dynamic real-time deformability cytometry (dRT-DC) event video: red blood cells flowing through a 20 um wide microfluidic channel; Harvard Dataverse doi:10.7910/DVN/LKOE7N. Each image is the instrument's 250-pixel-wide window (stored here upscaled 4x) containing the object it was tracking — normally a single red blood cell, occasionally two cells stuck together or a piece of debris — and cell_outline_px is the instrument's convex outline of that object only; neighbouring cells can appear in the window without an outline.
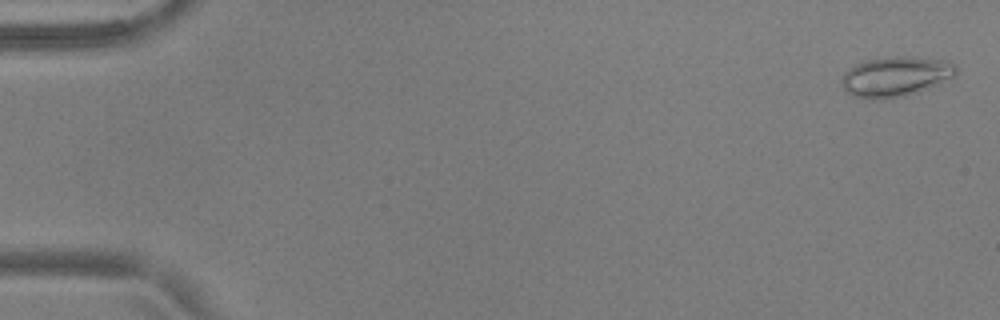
{"species": "common noctule bat (a hibernating species)", "species_latin": "Nyctalus noctula", "temperature_condition": "warm", "stored_images_in_passage": 52, "camera_frame_rate_fps": 3000, "um_per_image_px": 0.085, "animal": {"sex": "male", "body_mass_g": 17.9, "forearm_length_mm": 54.2}, "frame": {"image": 1, "passage_image": 2, "time_ms": 0.333, "image_size_px": [1000, 320], "cell_outline_px": [[956, 72], [952, 76], [928, 88], [904, 96], [880, 100], [872, 100], [852, 96], [840, 84], [840, 80], [844, 72], [856, 64], [868, 60], [896, 56], [900, 56], [944, 60], [956, 64]], "centroid_in_image_um": [76.06, 6.52], "position_along_channel_um": 8.9, "area_um2": 26.41}}
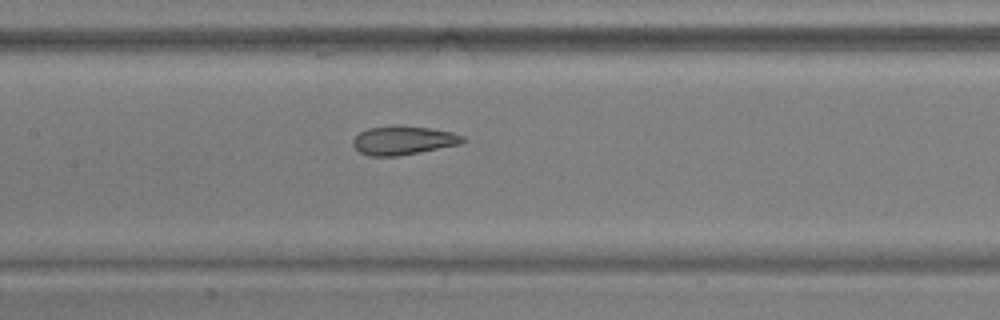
{"frame": {"image": 2, "passage_image": 27, "time_ms": 8.667, "image_size_px": [1000, 320], "cell_outline_px": [[464, 140], [460, 144], [396, 156], [368, 156], [360, 152], [352, 144], [352, 140], [360, 132], [368, 128], [392, 124], [396, 124], [432, 128], [452, 132], [464, 136]], "centroid_in_image_um": [34.24, 11.9], "position_along_channel_um": 173.2, "area_um2": 18.5}}
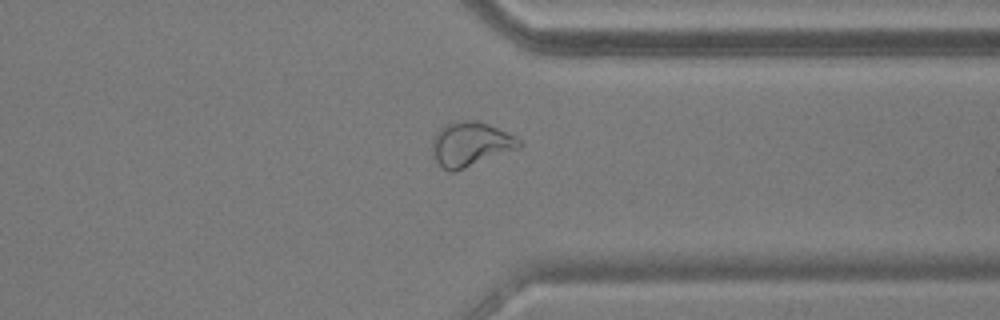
{"frame": {"image": 3, "passage_image": 43, "time_ms": 14.0, "image_size_px": [1000, 320], "cell_outline_px": [[524, 144], [520, 148], [456, 172], [448, 172], [436, 160], [432, 152], [432, 140], [436, 132], [444, 124], [456, 120], [476, 120], [488, 124], [516, 136]], "centroid_in_image_um": [40.0, 12.25], "position_along_channel_um": 371.4, "area_um2": 22.83}}